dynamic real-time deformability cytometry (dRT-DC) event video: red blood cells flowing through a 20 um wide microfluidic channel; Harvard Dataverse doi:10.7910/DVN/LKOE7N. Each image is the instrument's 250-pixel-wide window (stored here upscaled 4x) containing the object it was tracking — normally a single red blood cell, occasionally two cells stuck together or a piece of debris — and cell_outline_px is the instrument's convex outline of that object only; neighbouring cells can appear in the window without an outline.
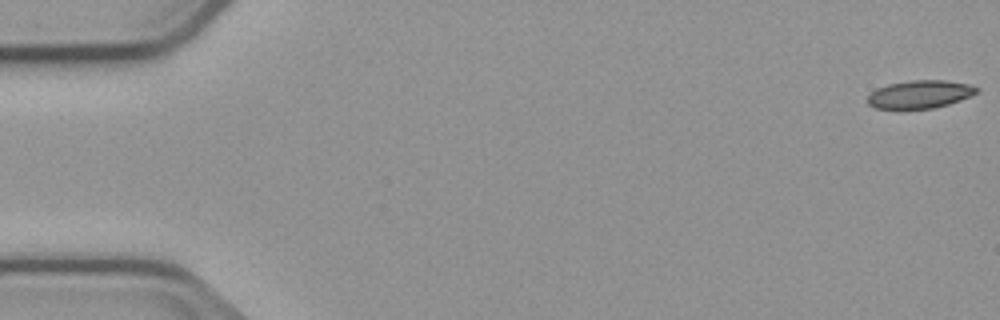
{"species": "common noctule bat (a hibernating species)", "species_latin": "Nyctalus noctula", "temperature_condition": "cold", "stored_images_in_passage": 5, "camera_frame_rate_fps": 3000, "um_per_image_px": 0.085, "animal": {"sex": "male", "body_mass_g": 23.1, "forearm_length_mm": 52.7}, "frame": {"image": 1, "passage_image": 1, "time_ms": 0.0, "image_size_px": [1000, 320], "cell_outline_px": [[980, 88], [976, 92], [960, 100], [948, 104], [932, 108], [876, 108], [868, 104], [868, 96], [876, 88], [888, 84], [912, 80], [944, 80], [972, 84]], "centroid_in_image_um": [78.2, 7.99], "position_along_channel_um": 6.8, "area_um2": 17.57}}
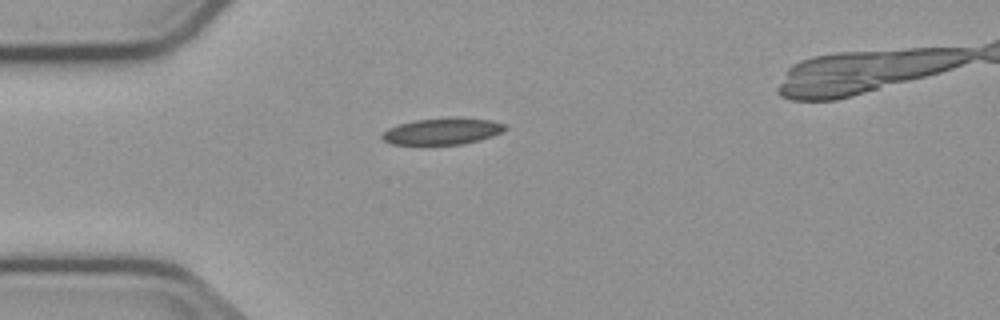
{"frame": {"image": 2, "passage_image": 5, "time_ms": 4.667, "image_size_px": [1000, 320], "cell_outline_px": [[508, 128], [492, 136], [480, 140], [460, 144], [392, 144], [384, 140], [380, 136], [388, 128], [400, 124], [416, 120], [448, 116], [460, 116], [492, 120], [504, 124]], "centroid_in_image_um": [37.64, 11.13], "position_along_channel_um": 47.4, "area_um2": 19.19}}